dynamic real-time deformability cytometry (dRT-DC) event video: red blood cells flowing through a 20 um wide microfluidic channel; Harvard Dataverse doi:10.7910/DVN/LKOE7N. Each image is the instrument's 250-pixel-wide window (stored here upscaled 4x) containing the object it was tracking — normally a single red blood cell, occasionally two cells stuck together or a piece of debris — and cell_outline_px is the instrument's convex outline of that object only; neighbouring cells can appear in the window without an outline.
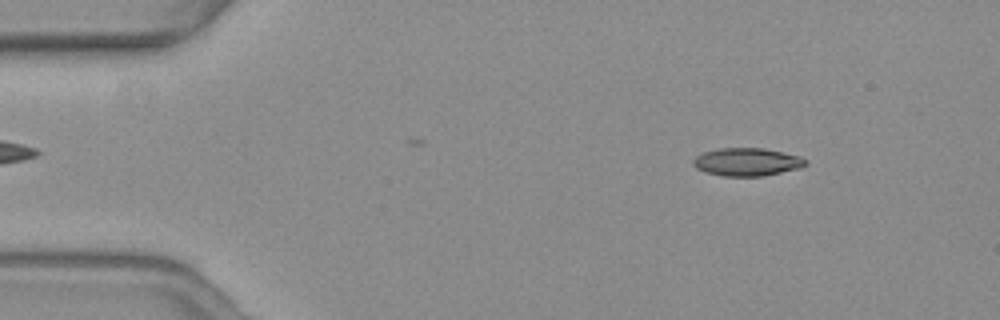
{"species": "common noctule bat (a hibernating species)", "species_latin": "Nyctalus noctula", "temperature_condition": "warm", "stored_images_in_passage": 14, "camera_frame_rate_fps": 3000, "um_per_image_px": 0.085, "animal": {"sex": "female", "body_mass_g": 19.3, "forearm_length_mm": 54.1}, "frame": {"image": 1, "passage_image": 8, "time_ms": 2.333, "image_size_px": [1000, 320], "cell_outline_px": [[804, 164], [800, 168], [764, 176], [724, 176], [704, 172], [696, 168], [692, 164], [692, 160], [696, 156], [704, 152], [720, 148], [764, 148], [800, 156], [804, 160]], "centroid_in_image_um": [63.44, 13.77], "position_along_channel_um": 21.6, "area_um2": 18.21}}